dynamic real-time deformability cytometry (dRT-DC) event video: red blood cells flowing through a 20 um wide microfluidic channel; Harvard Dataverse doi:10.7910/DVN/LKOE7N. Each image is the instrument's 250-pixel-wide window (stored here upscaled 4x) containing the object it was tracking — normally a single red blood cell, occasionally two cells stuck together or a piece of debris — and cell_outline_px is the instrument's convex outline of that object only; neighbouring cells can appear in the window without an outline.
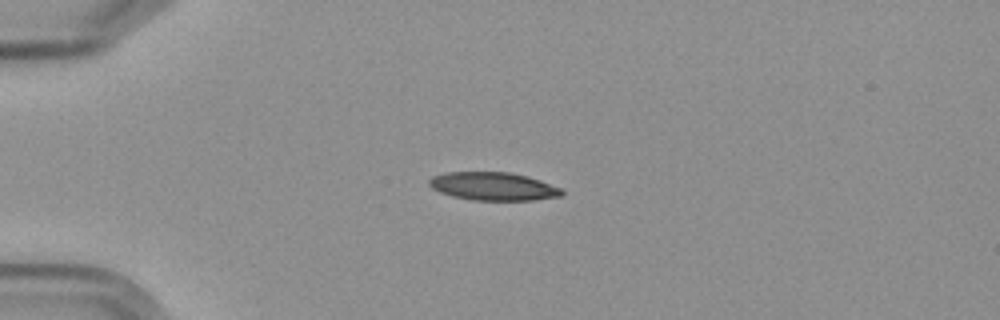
{"species": "Egyptian fruit bat (a non-hibernating species)", "species_latin": "Rousettus aegyptiacus", "temperature_condition": "cold", "stored_images_in_passage": 4, "camera_frame_rate_fps": 3000, "um_per_image_px": 0.085, "frame": {"image": 1, "passage_image": 3, "time_ms": 3.333, "image_size_px": [1000, 320], "cell_outline_px": [[564, 192], [560, 196], [532, 200], [472, 200], [452, 196], [440, 192], [432, 188], [428, 184], [428, 180], [432, 176], [448, 172], [508, 172], [540, 180], [560, 188]], "centroid_in_image_um": [41.88, 15.84], "position_along_channel_um": 43.1, "area_um2": 21.56}}